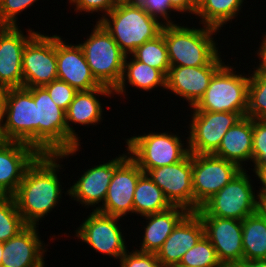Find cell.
Returning <instances> with one entry per match:
<instances>
[{"label": "cell", "instance_id": "cell-1", "mask_svg": "<svg viewBox=\"0 0 266 267\" xmlns=\"http://www.w3.org/2000/svg\"><path fill=\"white\" fill-rule=\"evenodd\" d=\"M60 159L58 154H40L26 169L13 197L27 225H39L37 222L59 203L63 193L57 175L63 166Z\"/></svg>", "mask_w": 266, "mask_h": 267}, {"label": "cell", "instance_id": "cell-2", "mask_svg": "<svg viewBox=\"0 0 266 267\" xmlns=\"http://www.w3.org/2000/svg\"><path fill=\"white\" fill-rule=\"evenodd\" d=\"M99 23L126 56L157 37L164 25L148 14L136 0H120Z\"/></svg>", "mask_w": 266, "mask_h": 267}, {"label": "cell", "instance_id": "cell-3", "mask_svg": "<svg viewBox=\"0 0 266 267\" xmlns=\"http://www.w3.org/2000/svg\"><path fill=\"white\" fill-rule=\"evenodd\" d=\"M218 29L205 26L189 28L176 24L163 25V36L171 67L206 66L218 53L213 39Z\"/></svg>", "mask_w": 266, "mask_h": 267}, {"label": "cell", "instance_id": "cell-4", "mask_svg": "<svg viewBox=\"0 0 266 267\" xmlns=\"http://www.w3.org/2000/svg\"><path fill=\"white\" fill-rule=\"evenodd\" d=\"M233 68L224 64L214 74L205 94L191 107L193 111L233 112L246 116L249 76L236 74Z\"/></svg>", "mask_w": 266, "mask_h": 267}, {"label": "cell", "instance_id": "cell-5", "mask_svg": "<svg viewBox=\"0 0 266 267\" xmlns=\"http://www.w3.org/2000/svg\"><path fill=\"white\" fill-rule=\"evenodd\" d=\"M125 141L128 155L144 173L150 169L178 163L190 153L188 137L185 145L178 134L169 132H151L132 136Z\"/></svg>", "mask_w": 266, "mask_h": 267}, {"label": "cell", "instance_id": "cell-6", "mask_svg": "<svg viewBox=\"0 0 266 267\" xmlns=\"http://www.w3.org/2000/svg\"><path fill=\"white\" fill-rule=\"evenodd\" d=\"M86 39L79 45L93 76L101 85L114 90L121 80L126 55L99 22Z\"/></svg>", "mask_w": 266, "mask_h": 267}, {"label": "cell", "instance_id": "cell-7", "mask_svg": "<svg viewBox=\"0 0 266 267\" xmlns=\"http://www.w3.org/2000/svg\"><path fill=\"white\" fill-rule=\"evenodd\" d=\"M246 169L238 173L226 186L207 200L196 213L242 221L259 210V198Z\"/></svg>", "mask_w": 266, "mask_h": 267}, {"label": "cell", "instance_id": "cell-8", "mask_svg": "<svg viewBox=\"0 0 266 267\" xmlns=\"http://www.w3.org/2000/svg\"><path fill=\"white\" fill-rule=\"evenodd\" d=\"M1 134L3 140L24 142L37 150V107L28 88L8 89Z\"/></svg>", "mask_w": 266, "mask_h": 267}, {"label": "cell", "instance_id": "cell-9", "mask_svg": "<svg viewBox=\"0 0 266 267\" xmlns=\"http://www.w3.org/2000/svg\"><path fill=\"white\" fill-rule=\"evenodd\" d=\"M37 107V151L59 154L67 151L66 114L44 87L28 88Z\"/></svg>", "mask_w": 266, "mask_h": 267}, {"label": "cell", "instance_id": "cell-10", "mask_svg": "<svg viewBox=\"0 0 266 267\" xmlns=\"http://www.w3.org/2000/svg\"><path fill=\"white\" fill-rule=\"evenodd\" d=\"M242 170L237 164L213 154L192 153L194 212Z\"/></svg>", "mask_w": 266, "mask_h": 267}, {"label": "cell", "instance_id": "cell-11", "mask_svg": "<svg viewBox=\"0 0 266 267\" xmlns=\"http://www.w3.org/2000/svg\"><path fill=\"white\" fill-rule=\"evenodd\" d=\"M143 170L128 155L114 158V172L109 184L103 205L97 207V211L123 217L133 213V197L137 182Z\"/></svg>", "mask_w": 266, "mask_h": 267}, {"label": "cell", "instance_id": "cell-12", "mask_svg": "<svg viewBox=\"0 0 266 267\" xmlns=\"http://www.w3.org/2000/svg\"><path fill=\"white\" fill-rule=\"evenodd\" d=\"M192 113L188 148L193 154H213L229 128L244 117L242 113L233 112L192 111Z\"/></svg>", "mask_w": 266, "mask_h": 267}, {"label": "cell", "instance_id": "cell-13", "mask_svg": "<svg viewBox=\"0 0 266 267\" xmlns=\"http://www.w3.org/2000/svg\"><path fill=\"white\" fill-rule=\"evenodd\" d=\"M23 87H43L57 80L56 35L38 32L27 44L22 61Z\"/></svg>", "mask_w": 266, "mask_h": 267}, {"label": "cell", "instance_id": "cell-14", "mask_svg": "<svg viewBox=\"0 0 266 267\" xmlns=\"http://www.w3.org/2000/svg\"><path fill=\"white\" fill-rule=\"evenodd\" d=\"M121 217L107 215L94 210L75 230V237L87 243L96 252L120 259L127 251L121 226Z\"/></svg>", "mask_w": 266, "mask_h": 267}, {"label": "cell", "instance_id": "cell-15", "mask_svg": "<svg viewBox=\"0 0 266 267\" xmlns=\"http://www.w3.org/2000/svg\"><path fill=\"white\" fill-rule=\"evenodd\" d=\"M107 96L108 98L113 95V90L106 86H100L88 91H78L70 103L66 114V125H67V151L61 152L58 155L61 159L73 156L79 151L80 140L77 132H75L73 124L80 125H95L99 124L103 119L102 117V103L99 102V98L96 96Z\"/></svg>", "mask_w": 266, "mask_h": 267}, {"label": "cell", "instance_id": "cell-16", "mask_svg": "<svg viewBox=\"0 0 266 267\" xmlns=\"http://www.w3.org/2000/svg\"><path fill=\"white\" fill-rule=\"evenodd\" d=\"M147 174L173 206H181L194 212L192 153L178 163L150 169Z\"/></svg>", "mask_w": 266, "mask_h": 267}, {"label": "cell", "instance_id": "cell-17", "mask_svg": "<svg viewBox=\"0 0 266 267\" xmlns=\"http://www.w3.org/2000/svg\"><path fill=\"white\" fill-rule=\"evenodd\" d=\"M205 236L215 248L224 267H235L243 261L242 221L215 216H199Z\"/></svg>", "mask_w": 266, "mask_h": 267}, {"label": "cell", "instance_id": "cell-18", "mask_svg": "<svg viewBox=\"0 0 266 267\" xmlns=\"http://www.w3.org/2000/svg\"><path fill=\"white\" fill-rule=\"evenodd\" d=\"M220 52L206 65L198 67H170L166 89L183 97L193 107L205 94L214 74L225 64Z\"/></svg>", "mask_w": 266, "mask_h": 267}, {"label": "cell", "instance_id": "cell-19", "mask_svg": "<svg viewBox=\"0 0 266 267\" xmlns=\"http://www.w3.org/2000/svg\"><path fill=\"white\" fill-rule=\"evenodd\" d=\"M18 26H0V84L7 89L23 87L22 61L26 44L38 33Z\"/></svg>", "mask_w": 266, "mask_h": 267}, {"label": "cell", "instance_id": "cell-20", "mask_svg": "<svg viewBox=\"0 0 266 267\" xmlns=\"http://www.w3.org/2000/svg\"><path fill=\"white\" fill-rule=\"evenodd\" d=\"M40 153L31 145L3 140L0 143V196H13L26 169Z\"/></svg>", "mask_w": 266, "mask_h": 267}, {"label": "cell", "instance_id": "cell-21", "mask_svg": "<svg viewBox=\"0 0 266 267\" xmlns=\"http://www.w3.org/2000/svg\"><path fill=\"white\" fill-rule=\"evenodd\" d=\"M57 79L77 91H88L102 86L93 76L79 44H67L56 35Z\"/></svg>", "mask_w": 266, "mask_h": 267}, {"label": "cell", "instance_id": "cell-22", "mask_svg": "<svg viewBox=\"0 0 266 267\" xmlns=\"http://www.w3.org/2000/svg\"><path fill=\"white\" fill-rule=\"evenodd\" d=\"M204 235V225L199 215L196 212H189L157 251L161 267H176L183 255Z\"/></svg>", "mask_w": 266, "mask_h": 267}, {"label": "cell", "instance_id": "cell-23", "mask_svg": "<svg viewBox=\"0 0 266 267\" xmlns=\"http://www.w3.org/2000/svg\"><path fill=\"white\" fill-rule=\"evenodd\" d=\"M37 228L36 225H27L3 243L1 267H45L43 255L47 248H44Z\"/></svg>", "mask_w": 266, "mask_h": 267}, {"label": "cell", "instance_id": "cell-24", "mask_svg": "<svg viewBox=\"0 0 266 267\" xmlns=\"http://www.w3.org/2000/svg\"><path fill=\"white\" fill-rule=\"evenodd\" d=\"M80 175L79 179L70 186L65 194L70 195L84 207H96L97 204L105 201L107 190L114 172V158L107 163L94 166Z\"/></svg>", "mask_w": 266, "mask_h": 267}, {"label": "cell", "instance_id": "cell-25", "mask_svg": "<svg viewBox=\"0 0 266 267\" xmlns=\"http://www.w3.org/2000/svg\"><path fill=\"white\" fill-rule=\"evenodd\" d=\"M253 119L244 116L223 136L213 155L237 164L241 169L243 162H252Z\"/></svg>", "mask_w": 266, "mask_h": 267}, {"label": "cell", "instance_id": "cell-26", "mask_svg": "<svg viewBox=\"0 0 266 267\" xmlns=\"http://www.w3.org/2000/svg\"><path fill=\"white\" fill-rule=\"evenodd\" d=\"M188 213L184 207L172 206L163 212L142 216L148 221L138 251L157 253L173 229Z\"/></svg>", "mask_w": 266, "mask_h": 267}, {"label": "cell", "instance_id": "cell-27", "mask_svg": "<svg viewBox=\"0 0 266 267\" xmlns=\"http://www.w3.org/2000/svg\"><path fill=\"white\" fill-rule=\"evenodd\" d=\"M131 57L129 61H127L128 55L125 57L122 77L113 90V96L125 95L126 83L147 92L158 86L166 89V75L162 71L136 60L132 55Z\"/></svg>", "mask_w": 266, "mask_h": 267}, {"label": "cell", "instance_id": "cell-28", "mask_svg": "<svg viewBox=\"0 0 266 267\" xmlns=\"http://www.w3.org/2000/svg\"><path fill=\"white\" fill-rule=\"evenodd\" d=\"M243 260H266V217L260 210L242 220Z\"/></svg>", "mask_w": 266, "mask_h": 267}, {"label": "cell", "instance_id": "cell-29", "mask_svg": "<svg viewBox=\"0 0 266 267\" xmlns=\"http://www.w3.org/2000/svg\"><path fill=\"white\" fill-rule=\"evenodd\" d=\"M172 206L164 192L143 172L134 192L133 213L145 216L163 212Z\"/></svg>", "mask_w": 266, "mask_h": 267}, {"label": "cell", "instance_id": "cell-30", "mask_svg": "<svg viewBox=\"0 0 266 267\" xmlns=\"http://www.w3.org/2000/svg\"><path fill=\"white\" fill-rule=\"evenodd\" d=\"M243 2L244 0H197L195 15L200 17L199 24L219 30L238 16Z\"/></svg>", "mask_w": 266, "mask_h": 267}, {"label": "cell", "instance_id": "cell-31", "mask_svg": "<svg viewBox=\"0 0 266 267\" xmlns=\"http://www.w3.org/2000/svg\"><path fill=\"white\" fill-rule=\"evenodd\" d=\"M131 55L136 60L162 71L166 76L168 75L171 65L163 36V28L157 37L137 47Z\"/></svg>", "mask_w": 266, "mask_h": 267}, {"label": "cell", "instance_id": "cell-32", "mask_svg": "<svg viewBox=\"0 0 266 267\" xmlns=\"http://www.w3.org/2000/svg\"><path fill=\"white\" fill-rule=\"evenodd\" d=\"M249 76L246 116L266 119V70L260 65Z\"/></svg>", "mask_w": 266, "mask_h": 267}, {"label": "cell", "instance_id": "cell-33", "mask_svg": "<svg viewBox=\"0 0 266 267\" xmlns=\"http://www.w3.org/2000/svg\"><path fill=\"white\" fill-rule=\"evenodd\" d=\"M26 226L14 197L0 196V243L16 236Z\"/></svg>", "mask_w": 266, "mask_h": 267}, {"label": "cell", "instance_id": "cell-34", "mask_svg": "<svg viewBox=\"0 0 266 267\" xmlns=\"http://www.w3.org/2000/svg\"><path fill=\"white\" fill-rule=\"evenodd\" d=\"M176 267H224L218 260L215 248L204 235L188 250Z\"/></svg>", "mask_w": 266, "mask_h": 267}, {"label": "cell", "instance_id": "cell-35", "mask_svg": "<svg viewBox=\"0 0 266 267\" xmlns=\"http://www.w3.org/2000/svg\"><path fill=\"white\" fill-rule=\"evenodd\" d=\"M252 163L266 165V119H253Z\"/></svg>", "mask_w": 266, "mask_h": 267}, {"label": "cell", "instance_id": "cell-36", "mask_svg": "<svg viewBox=\"0 0 266 267\" xmlns=\"http://www.w3.org/2000/svg\"><path fill=\"white\" fill-rule=\"evenodd\" d=\"M38 0H3L0 6V26H18L17 15Z\"/></svg>", "mask_w": 266, "mask_h": 267}, {"label": "cell", "instance_id": "cell-37", "mask_svg": "<svg viewBox=\"0 0 266 267\" xmlns=\"http://www.w3.org/2000/svg\"><path fill=\"white\" fill-rule=\"evenodd\" d=\"M43 87L48 91L51 99L56 103V105H58L65 112L78 92L66 82L58 79L44 85Z\"/></svg>", "mask_w": 266, "mask_h": 267}, {"label": "cell", "instance_id": "cell-38", "mask_svg": "<svg viewBox=\"0 0 266 267\" xmlns=\"http://www.w3.org/2000/svg\"><path fill=\"white\" fill-rule=\"evenodd\" d=\"M119 261L120 267H161L156 253L141 252L137 248L132 252L127 250Z\"/></svg>", "mask_w": 266, "mask_h": 267}, {"label": "cell", "instance_id": "cell-39", "mask_svg": "<svg viewBox=\"0 0 266 267\" xmlns=\"http://www.w3.org/2000/svg\"><path fill=\"white\" fill-rule=\"evenodd\" d=\"M136 1L152 17L161 20V23L164 22V25L175 24V21H172L171 17H169L171 16L170 12L172 11L174 12V10L171 8L169 0H136Z\"/></svg>", "mask_w": 266, "mask_h": 267}, {"label": "cell", "instance_id": "cell-40", "mask_svg": "<svg viewBox=\"0 0 266 267\" xmlns=\"http://www.w3.org/2000/svg\"><path fill=\"white\" fill-rule=\"evenodd\" d=\"M69 3L75 4L74 11L76 12H86V13H93V12H104L100 19L98 18L99 22L103 17H105L118 3L120 0H68Z\"/></svg>", "mask_w": 266, "mask_h": 267}, {"label": "cell", "instance_id": "cell-41", "mask_svg": "<svg viewBox=\"0 0 266 267\" xmlns=\"http://www.w3.org/2000/svg\"><path fill=\"white\" fill-rule=\"evenodd\" d=\"M171 8L174 12H181L182 14L187 12L195 14L197 8V0H169Z\"/></svg>", "mask_w": 266, "mask_h": 267}, {"label": "cell", "instance_id": "cell-42", "mask_svg": "<svg viewBox=\"0 0 266 267\" xmlns=\"http://www.w3.org/2000/svg\"><path fill=\"white\" fill-rule=\"evenodd\" d=\"M253 172L260 179L262 183V188H259V192H257L259 200H266V165L264 166H253Z\"/></svg>", "mask_w": 266, "mask_h": 267}, {"label": "cell", "instance_id": "cell-43", "mask_svg": "<svg viewBox=\"0 0 266 267\" xmlns=\"http://www.w3.org/2000/svg\"><path fill=\"white\" fill-rule=\"evenodd\" d=\"M263 40L261 42V46L259 47L258 50H256L258 53L257 55L259 56V65L266 70V32L265 36L263 35Z\"/></svg>", "mask_w": 266, "mask_h": 267}, {"label": "cell", "instance_id": "cell-44", "mask_svg": "<svg viewBox=\"0 0 266 267\" xmlns=\"http://www.w3.org/2000/svg\"><path fill=\"white\" fill-rule=\"evenodd\" d=\"M235 267H266V260H243Z\"/></svg>", "mask_w": 266, "mask_h": 267}, {"label": "cell", "instance_id": "cell-45", "mask_svg": "<svg viewBox=\"0 0 266 267\" xmlns=\"http://www.w3.org/2000/svg\"><path fill=\"white\" fill-rule=\"evenodd\" d=\"M7 92L8 89L4 85L0 84V123L4 115Z\"/></svg>", "mask_w": 266, "mask_h": 267}, {"label": "cell", "instance_id": "cell-46", "mask_svg": "<svg viewBox=\"0 0 266 267\" xmlns=\"http://www.w3.org/2000/svg\"><path fill=\"white\" fill-rule=\"evenodd\" d=\"M259 210L266 217V200H259Z\"/></svg>", "mask_w": 266, "mask_h": 267}, {"label": "cell", "instance_id": "cell-47", "mask_svg": "<svg viewBox=\"0 0 266 267\" xmlns=\"http://www.w3.org/2000/svg\"><path fill=\"white\" fill-rule=\"evenodd\" d=\"M3 243H0V267L2 265Z\"/></svg>", "mask_w": 266, "mask_h": 267}, {"label": "cell", "instance_id": "cell-48", "mask_svg": "<svg viewBox=\"0 0 266 267\" xmlns=\"http://www.w3.org/2000/svg\"><path fill=\"white\" fill-rule=\"evenodd\" d=\"M3 141V137H2V134H1V123H0V143Z\"/></svg>", "mask_w": 266, "mask_h": 267}]
</instances>
